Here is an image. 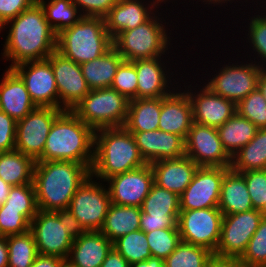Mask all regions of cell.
<instances>
[{"mask_svg": "<svg viewBox=\"0 0 266 267\" xmlns=\"http://www.w3.org/2000/svg\"><path fill=\"white\" fill-rule=\"evenodd\" d=\"M3 29L7 34L5 37L1 35L5 38L1 55L3 60L11 61L6 68L47 59L57 49V34L50 27L37 1L16 18L6 22Z\"/></svg>", "mask_w": 266, "mask_h": 267, "instance_id": "obj_1", "label": "cell"}, {"mask_svg": "<svg viewBox=\"0 0 266 267\" xmlns=\"http://www.w3.org/2000/svg\"><path fill=\"white\" fill-rule=\"evenodd\" d=\"M91 166L74 161H36L33 183L39 210L66 212L72 197L91 175Z\"/></svg>", "mask_w": 266, "mask_h": 267, "instance_id": "obj_2", "label": "cell"}, {"mask_svg": "<svg viewBox=\"0 0 266 267\" xmlns=\"http://www.w3.org/2000/svg\"><path fill=\"white\" fill-rule=\"evenodd\" d=\"M95 130L71 110H64L48 134L43 154L36 161H74L92 165Z\"/></svg>", "mask_w": 266, "mask_h": 267, "instance_id": "obj_3", "label": "cell"}, {"mask_svg": "<svg viewBox=\"0 0 266 267\" xmlns=\"http://www.w3.org/2000/svg\"><path fill=\"white\" fill-rule=\"evenodd\" d=\"M147 163L141 156L133 134L124 127L95 130L91 175L105 181L116 174L138 169Z\"/></svg>", "mask_w": 266, "mask_h": 267, "instance_id": "obj_4", "label": "cell"}, {"mask_svg": "<svg viewBox=\"0 0 266 267\" xmlns=\"http://www.w3.org/2000/svg\"><path fill=\"white\" fill-rule=\"evenodd\" d=\"M159 10L143 24L134 29L122 31L112 39L113 47L124 60L151 59L171 54L170 51L174 44L171 43V41L174 42L171 36L173 35L171 34L173 29L168 30V27L171 26L169 24L170 20L166 22L167 16L165 18H163L164 15L162 16L165 11L163 10L160 13Z\"/></svg>", "mask_w": 266, "mask_h": 267, "instance_id": "obj_5", "label": "cell"}, {"mask_svg": "<svg viewBox=\"0 0 266 267\" xmlns=\"http://www.w3.org/2000/svg\"><path fill=\"white\" fill-rule=\"evenodd\" d=\"M112 46L103 17L83 16L57 34L56 51L79 65L102 56Z\"/></svg>", "mask_w": 266, "mask_h": 267, "instance_id": "obj_6", "label": "cell"}, {"mask_svg": "<svg viewBox=\"0 0 266 267\" xmlns=\"http://www.w3.org/2000/svg\"><path fill=\"white\" fill-rule=\"evenodd\" d=\"M111 204L106 183L90 175L72 197L66 214L77 232L100 231Z\"/></svg>", "mask_w": 266, "mask_h": 267, "instance_id": "obj_7", "label": "cell"}, {"mask_svg": "<svg viewBox=\"0 0 266 267\" xmlns=\"http://www.w3.org/2000/svg\"><path fill=\"white\" fill-rule=\"evenodd\" d=\"M129 100L113 88L92 89L71 110L94 130L123 127Z\"/></svg>", "mask_w": 266, "mask_h": 267, "instance_id": "obj_8", "label": "cell"}, {"mask_svg": "<svg viewBox=\"0 0 266 267\" xmlns=\"http://www.w3.org/2000/svg\"><path fill=\"white\" fill-rule=\"evenodd\" d=\"M39 255L67 259L76 229L66 212L38 210L30 222Z\"/></svg>", "mask_w": 266, "mask_h": 267, "instance_id": "obj_9", "label": "cell"}, {"mask_svg": "<svg viewBox=\"0 0 266 267\" xmlns=\"http://www.w3.org/2000/svg\"><path fill=\"white\" fill-rule=\"evenodd\" d=\"M223 62L225 65L218 64L222 67L219 66L218 70L215 68L214 75L207 73L208 80L203 76L204 82L201 84L204 83L214 93L238 104L257 89L258 78L264 68L258 66L253 60L246 61V58L240 62Z\"/></svg>", "mask_w": 266, "mask_h": 267, "instance_id": "obj_10", "label": "cell"}, {"mask_svg": "<svg viewBox=\"0 0 266 267\" xmlns=\"http://www.w3.org/2000/svg\"><path fill=\"white\" fill-rule=\"evenodd\" d=\"M222 219L218 207L180 210L177 225L181 241L206 248L214 254L220 240Z\"/></svg>", "mask_w": 266, "mask_h": 267, "instance_id": "obj_11", "label": "cell"}, {"mask_svg": "<svg viewBox=\"0 0 266 267\" xmlns=\"http://www.w3.org/2000/svg\"><path fill=\"white\" fill-rule=\"evenodd\" d=\"M63 109L36 107L23 119L17 121L15 149L35 161L43 154L44 146L54 123Z\"/></svg>", "mask_w": 266, "mask_h": 267, "instance_id": "obj_12", "label": "cell"}, {"mask_svg": "<svg viewBox=\"0 0 266 267\" xmlns=\"http://www.w3.org/2000/svg\"><path fill=\"white\" fill-rule=\"evenodd\" d=\"M263 213L260 210L223 215L221 235L214 256L240 258L257 230Z\"/></svg>", "mask_w": 266, "mask_h": 267, "instance_id": "obj_13", "label": "cell"}, {"mask_svg": "<svg viewBox=\"0 0 266 267\" xmlns=\"http://www.w3.org/2000/svg\"><path fill=\"white\" fill-rule=\"evenodd\" d=\"M170 58V55H168L165 57L138 59L134 61V66L136 68L138 77L137 98L166 97L177 88L176 86H179L178 81L182 80L183 78L175 77L177 75L181 76L182 74H180V71L177 72L173 67H171L173 66V61L171 62ZM167 63L168 65L170 64V66H168Z\"/></svg>", "mask_w": 266, "mask_h": 267, "instance_id": "obj_14", "label": "cell"}, {"mask_svg": "<svg viewBox=\"0 0 266 267\" xmlns=\"http://www.w3.org/2000/svg\"><path fill=\"white\" fill-rule=\"evenodd\" d=\"M190 83V81L184 82L182 85L184 88L181 89L187 93L190 99L193 122L218 128L237 112L236 104L233 101L214 93L205 84L197 86L198 83H196V86H193ZM196 87H199L198 90Z\"/></svg>", "mask_w": 266, "mask_h": 267, "instance_id": "obj_15", "label": "cell"}, {"mask_svg": "<svg viewBox=\"0 0 266 267\" xmlns=\"http://www.w3.org/2000/svg\"><path fill=\"white\" fill-rule=\"evenodd\" d=\"M140 230L148 233L155 229L178 228L179 195L153 183L141 206Z\"/></svg>", "mask_w": 266, "mask_h": 267, "instance_id": "obj_16", "label": "cell"}, {"mask_svg": "<svg viewBox=\"0 0 266 267\" xmlns=\"http://www.w3.org/2000/svg\"><path fill=\"white\" fill-rule=\"evenodd\" d=\"M230 167L199 166L188 187L179 196L180 210L218 207L221 183Z\"/></svg>", "mask_w": 266, "mask_h": 267, "instance_id": "obj_17", "label": "cell"}, {"mask_svg": "<svg viewBox=\"0 0 266 267\" xmlns=\"http://www.w3.org/2000/svg\"><path fill=\"white\" fill-rule=\"evenodd\" d=\"M185 155L198 166L231 167L232 158L225 151L215 127L192 123L185 140Z\"/></svg>", "mask_w": 266, "mask_h": 267, "instance_id": "obj_18", "label": "cell"}, {"mask_svg": "<svg viewBox=\"0 0 266 267\" xmlns=\"http://www.w3.org/2000/svg\"><path fill=\"white\" fill-rule=\"evenodd\" d=\"M12 69L23 80L36 106L59 109L56 80L48 59L23 62Z\"/></svg>", "mask_w": 266, "mask_h": 267, "instance_id": "obj_19", "label": "cell"}, {"mask_svg": "<svg viewBox=\"0 0 266 267\" xmlns=\"http://www.w3.org/2000/svg\"><path fill=\"white\" fill-rule=\"evenodd\" d=\"M111 203L122 206H142L154 183L150 164L106 179Z\"/></svg>", "mask_w": 266, "mask_h": 267, "instance_id": "obj_20", "label": "cell"}, {"mask_svg": "<svg viewBox=\"0 0 266 267\" xmlns=\"http://www.w3.org/2000/svg\"><path fill=\"white\" fill-rule=\"evenodd\" d=\"M53 69L59 96V109L72 110L90 91L80 65L55 51L47 58Z\"/></svg>", "mask_w": 266, "mask_h": 267, "instance_id": "obj_21", "label": "cell"}, {"mask_svg": "<svg viewBox=\"0 0 266 267\" xmlns=\"http://www.w3.org/2000/svg\"><path fill=\"white\" fill-rule=\"evenodd\" d=\"M163 4L167 5L163 0H119L104 17L108 34L113 39L122 31L134 29L146 22Z\"/></svg>", "mask_w": 266, "mask_h": 267, "instance_id": "obj_22", "label": "cell"}, {"mask_svg": "<svg viewBox=\"0 0 266 267\" xmlns=\"http://www.w3.org/2000/svg\"><path fill=\"white\" fill-rule=\"evenodd\" d=\"M131 133L147 164L185 156V140L179 135L159 129Z\"/></svg>", "mask_w": 266, "mask_h": 267, "instance_id": "obj_23", "label": "cell"}, {"mask_svg": "<svg viewBox=\"0 0 266 267\" xmlns=\"http://www.w3.org/2000/svg\"><path fill=\"white\" fill-rule=\"evenodd\" d=\"M181 84L168 96L161 97L159 130L174 133L186 140L193 123L192 105ZM180 88V89H179Z\"/></svg>", "mask_w": 266, "mask_h": 267, "instance_id": "obj_24", "label": "cell"}, {"mask_svg": "<svg viewBox=\"0 0 266 267\" xmlns=\"http://www.w3.org/2000/svg\"><path fill=\"white\" fill-rule=\"evenodd\" d=\"M112 248L113 242L100 231H80L74 237L66 262L72 267H101Z\"/></svg>", "mask_w": 266, "mask_h": 267, "instance_id": "obj_25", "label": "cell"}, {"mask_svg": "<svg viewBox=\"0 0 266 267\" xmlns=\"http://www.w3.org/2000/svg\"><path fill=\"white\" fill-rule=\"evenodd\" d=\"M36 107L21 77L12 68H6L0 80V111L18 121Z\"/></svg>", "mask_w": 266, "mask_h": 267, "instance_id": "obj_26", "label": "cell"}, {"mask_svg": "<svg viewBox=\"0 0 266 267\" xmlns=\"http://www.w3.org/2000/svg\"><path fill=\"white\" fill-rule=\"evenodd\" d=\"M154 183L179 196L191 183L198 165L188 156L150 163Z\"/></svg>", "mask_w": 266, "mask_h": 267, "instance_id": "obj_27", "label": "cell"}, {"mask_svg": "<svg viewBox=\"0 0 266 267\" xmlns=\"http://www.w3.org/2000/svg\"><path fill=\"white\" fill-rule=\"evenodd\" d=\"M218 208L223 215L242 213L253 209L244 177L231 168L224 174Z\"/></svg>", "mask_w": 266, "mask_h": 267, "instance_id": "obj_28", "label": "cell"}, {"mask_svg": "<svg viewBox=\"0 0 266 267\" xmlns=\"http://www.w3.org/2000/svg\"><path fill=\"white\" fill-rule=\"evenodd\" d=\"M123 60L112 46L102 56L82 63L80 68L88 88L92 90L111 87L117 68Z\"/></svg>", "mask_w": 266, "mask_h": 267, "instance_id": "obj_29", "label": "cell"}, {"mask_svg": "<svg viewBox=\"0 0 266 267\" xmlns=\"http://www.w3.org/2000/svg\"><path fill=\"white\" fill-rule=\"evenodd\" d=\"M161 97L129 100L124 128L129 132L155 131L159 127Z\"/></svg>", "mask_w": 266, "mask_h": 267, "instance_id": "obj_30", "label": "cell"}, {"mask_svg": "<svg viewBox=\"0 0 266 267\" xmlns=\"http://www.w3.org/2000/svg\"><path fill=\"white\" fill-rule=\"evenodd\" d=\"M142 209L136 206L111 204L100 232L114 242L120 237L140 229Z\"/></svg>", "mask_w": 266, "mask_h": 267, "instance_id": "obj_31", "label": "cell"}, {"mask_svg": "<svg viewBox=\"0 0 266 267\" xmlns=\"http://www.w3.org/2000/svg\"><path fill=\"white\" fill-rule=\"evenodd\" d=\"M216 129L225 151L232 158L255 137L258 127L236 112Z\"/></svg>", "mask_w": 266, "mask_h": 267, "instance_id": "obj_32", "label": "cell"}, {"mask_svg": "<svg viewBox=\"0 0 266 267\" xmlns=\"http://www.w3.org/2000/svg\"><path fill=\"white\" fill-rule=\"evenodd\" d=\"M36 161L14 149L0 153V177L11 186L33 183Z\"/></svg>", "mask_w": 266, "mask_h": 267, "instance_id": "obj_33", "label": "cell"}, {"mask_svg": "<svg viewBox=\"0 0 266 267\" xmlns=\"http://www.w3.org/2000/svg\"><path fill=\"white\" fill-rule=\"evenodd\" d=\"M230 168L238 173L266 169V128H258L255 137L232 157Z\"/></svg>", "mask_w": 266, "mask_h": 267, "instance_id": "obj_34", "label": "cell"}, {"mask_svg": "<svg viewBox=\"0 0 266 267\" xmlns=\"http://www.w3.org/2000/svg\"><path fill=\"white\" fill-rule=\"evenodd\" d=\"M256 9L257 11L256 13L254 12V15L252 12L250 14L251 16L248 15L249 19H245V22H242V24L243 23L248 24L245 25L244 27L247 29L246 30L247 32L245 33L246 37L244 38L246 40V43H248L247 44L248 51L246 52L248 54H246L244 57L249 58V60L251 61L253 59L258 66L266 69V16L262 12H259L258 7L257 8L254 7V11ZM247 20L249 23L246 22ZM249 48L251 51L249 50ZM252 53L254 55H251Z\"/></svg>", "mask_w": 266, "mask_h": 267, "instance_id": "obj_35", "label": "cell"}, {"mask_svg": "<svg viewBox=\"0 0 266 267\" xmlns=\"http://www.w3.org/2000/svg\"><path fill=\"white\" fill-rule=\"evenodd\" d=\"M56 34L77 23L83 16L72 0H37Z\"/></svg>", "mask_w": 266, "mask_h": 267, "instance_id": "obj_36", "label": "cell"}, {"mask_svg": "<svg viewBox=\"0 0 266 267\" xmlns=\"http://www.w3.org/2000/svg\"><path fill=\"white\" fill-rule=\"evenodd\" d=\"M8 245V267H31L39 255L33 234L28 231L24 234L6 236Z\"/></svg>", "mask_w": 266, "mask_h": 267, "instance_id": "obj_37", "label": "cell"}, {"mask_svg": "<svg viewBox=\"0 0 266 267\" xmlns=\"http://www.w3.org/2000/svg\"><path fill=\"white\" fill-rule=\"evenodd\" d=\"M213 256L206 248L181 241L164 262L166 267H207Z\"/></svg>", "mask_w": 266, "mask_h": 267, "instance_id": "obj_38", "label": "cell"}, {"mask_svg": "<svg viewBox=\"0 0 266 267\" xmlns=\"http://www.w3.org/2000/svg\"><path fill=\"white\" fill-rule=\"evenodd\" d=\"M113 248L130 264L145 261L152 257L146 233L140 229L115 240Z\"/></svg>", "mask_w": 266, "mask_h": 267, "instance_id": "obj_39", "label": "cell"}, {"mask_svg": "<svg viewBox=\"0 0 266 267\" xmlns=\"http://www.w3.org/2000/svg\"><path fill=\"white\" fill-rule=\"evenodd\" d=\"M1 206H6V209L21 210V214L31 222L39 210L34 183L12 186L8 198Z\"/></svg>", "mask_w": 266, "mask_h": 267, "instance_id": "obj_40", "label": "cell"}, {"mask_svg": "<svg viewBox=\"0 0 266 267\" xmlns=\"http://www.w3.org/2000/svg\"><path fill=\"white\" fill-rule=\"evenodd\" d=\"M152 257L163 261L177 248L181 242L178 228L155 229L146 233Z\"/></svg>", "mask_w": 266, "mask_h": 267, "instance_id": "obj_41", "label": "cell"}, {"mask_svg": "<svg viewBox=\"0 0 266 267\" xmlns=\"http://www.w3.org/2000/svg\"><path fill=\"white\" fill-rule=\"evenodd\" d=\"M239 259L246 267H266V217L261 219Z\"/></svg>", "mask_w": 266, "mask_h": 267, "instance_id": "obj_42", "label": "cell"}, {"mask_svg": "<svg viewBox=\"0 0 266 267\" xmlns=\"http://www.w3.org/2000/svg\"><path fill=\"white\" fill-rule=\"evenodd\" d=\"M236 111L258 128H266V101L258 88L236 104Z\"/></svg>", "mask_w": 266, "mask_h": 267, "instance_id": "obj_43", "label": "cell"}, {"mask_svg": "<svg viewBox=\"0 0 266 267\" xmlns=\"http://www.w3.org/2000/svg\"><path fill=\"white\" fill-rule=\"evenodd\" d=\"M137 81L134 61L123 60L117 68L111 88L128 100L137 99Z\"/></svg>", "mask_w": 266, "mask_h": 267, "instance_id": "obj_44", "label": "cell"}, {"mask_svg": "<svg viewBox=\"0 0 266 267\" xmlns=\"http://www.w3.org/2000/svg\"><path fill=\"white\" fill-rule=\"evenodd\" d=\"M246 182L253 209L262 211L266 206V169L240 172Z\"/></svg>", "mask_w": 266, "mask_h": 267, "instance_id": "obj_45", "label": "cell"}, {"mask_svg": "<svg viewBox=\"0 0 266 267\" xmlns=\"http://www.w3.org/2000/svg\"><path fill=\"white\" fill-rule=\"evenodd\" d=\"M28 231H30V222L21 214V210L0 206V234L2 236L24 234Z\"/></svg>", "mask_w": 266, "mask_h": 267, "instance_id": "obj_46", "label": "cell"}, {"mask_svg": "<svg viewBox=\"0 0 266 267\" xmlns=\"http://www.w3.org/2000/svg\"><path fill=\"white\" fill-rule=\"evenodd\" d=\"M119 0H72L82 16L105 17Z\"/></svg>", "mask_w": 266, "mask_h": 267, "instance_id": "obj_47", "label": "cell"}, {"mask_svg": "<svg viewBox=\"0 0 266 267\" xmlns=\"http://www.w3.org/2000/svg\"><path fill=\"white\" fill-rule=\"evenodd\" d=\"M17 121L0 111V153L15 149Z\"/></svg>", "mask_w": 266, "mask_h": 267, "instance_id": "obj_48", "label": "cell"}, {"mask_svg": "<svg viewBox=\"0 0 266 267\" xmlns=\"http://www.w3.org/2000/svg\"><path fill=\"white\" fill-rule=\"evenodd\" d=\"M36 1L37 0H0V21L5 24L9 20L16 18Z\"/></svg>", "mask_w": 266, "mask_h": 267, "instance_id": "obj_49", "label": "cell"}, {"mask_svg": "<svg viewBox=\"0 0 266 267\" xmlns=\"http://www.w3.org/2000/svg\"><path fill=\"white\" fill-rule=\"evenodd\" d=\"M101 267H130V263L119 252L112 248Z\"/></svg>", "mask_w": 266, "mask_h": 267, "instance_id": "obj_50", "label": "cell"}, {"mask_svg": "<svg viewBox=\"0 0 266 267\" xmlns=\"http://www.w3.org/2000/svg\"><path fill=\"white\" fill-rule=\"evenodd\" d=\"M66 260L56 256L38 255L31 267H62Z\"/></svg>", "mask_w": 266, "mask_h": 267, "instance_id": "obj_51", "label": "cell"}, {"mask_svg": "<svg viewBox=\"0 0 266 267\" xmlns=\"http://www.w3.org/2000/svg\"><path fill=\"white\" fill-rule=\"evenodd\" d=\"M207 267H245V265L239 258H222L213 256L209 260Z\"/></svg>", "mask_w": 266, "mask_h": 267, "instance_id": "obj_52", "label": "cell"}, {"mask_svg": "<svg viewBox=\"0 0 266 267\" xmlns=\"http://www.w3.org/2000/svg\"><path fill=\"white\" fill-rule=\"evenodd\" d=\"M185 1H187V0H185ZM192 0H189V3L191 2ZM198 1V0H197ZM241 1V2H240ZM254 0H252V1H248V0H244V2H245V4H246V2L248 3V5L251 3V2H253ZM198 2H201V4H202V2H203V4L205 5V7L207 8V7H210V10H211V8H213V7H215L216 6V8L218 9V8H221V6L222 7H224V6H226V7H228V3H230V5H232V3L233 2H235V4H236V2L238 3H242L243 2V0H199ZM193 4H194V0H193ZM225 4V5H224ZM210 5V6H209ZM224 5V6H223ZM211 6H213V7H211ZM218 6V7H217Z\"/></svg>", "mask_w": 266, "mask_h": 267, "instance_id": "obj_53", "label": "cell"}, {"mask_svg": "<svg viewBox=\"0 0 266 267\" xmlns=\"http://www.w3.org/2000/svg\"><path fill=\"white\" fill-rule=\"evenodd\" d=\"M130 267H166L162 259L150 257L148 260L130 264Z\"/></svg>", "mask_w": 266, "mask_h": 267, "instance_id": "obj_54", "label": "cell"}, {"mask_svg": "<svg viewBox=\"0 0 266 267\" xmlns=\"http://www.w3.org/2000/svg\"><path fill=\"white\" fill-rule=\"evenodd\" d=\"M0 267H8V245L6 236L0 237Z\"/></svg>", "mask_w": 266, "mask_h": 267, "instance_id": "obj_55", "label": "cell"}, {"mask_svg": "<svg viewBox=\"0 0 266 267\" xmlns=\"http://www.w3.org/2000/svg\"><path fill=\"white\" fill-rule=\"evenodd\" d=\"M12 186L7 184L1 177H0V206L5 202L8 198L10 188Z\"/></svg>", "mask_w": 266, "mask_h": 267, "instance_id": "obj_56", "label": "cell"}, {"mask_svg": "<svg viewBox=\"0 0 266 267\" xmlns=\"http://www.w3.org/2000/svg\"><path fill=\"white\" fill-rule=\"evenodd\" d=\"M257 88L260 90L262 93L265 101H266V69L262 71L258 78V86Z\"/></svg>", "mask_w": 266, "mask_h": 267, "instance_id": "obj_57", "label": "cell"}, {"mask_svg": "<svg viewBox=\"0 0 266 267\" xmlns=\"http://www.w3.org/2000/svg\"><path fill=\"white\" fill-rule=\"evenodd\" d=\"M256 1H257V2H256V3H257V4H256V5H257L256 7H258V6L261 7L262 9L258 8L259 11L262 12V13L266 16V0H262V1H261V0H256ZM258 1H259L260 3H259ZM261 3H262V5H261ZM264 3H265V4H264Z\"/></svg>", "mask_w": 266, "mask_h": 267, "instance_id": "obj_58", "label": "cell"}, {"mask_svg": "<svg viewBox=\"0 0 266 267\" xmlns=\"http://www.w3.org/2000/svg\"><path fill=\"white\" fill-rule=\"evenodd\" d=\"M165 3H168V4H170L169 2H171L172 4H173V2L174 3H176L177 4V0H163ZM176 1V2H175Z\"/></svg>", "mask_w": 266, "mask_h": 267, "instance_id": "obj_59", "label": "cell"}, {"mask_svg": "<svg viewBox=\"0 0 266 267\" xmlns=\"http://www.w3.org/2000/svg\"><path fill=\"white\" fill-rule=\"evenodd\" d=\"M3 27H4V24L0 21V34H1V32H3Z\"/></svg>", "mask_w": 266, "mask_h": 267, "instance_id": "obj_60", "label": "cell"}, {"mask_svg": "<svg viewBox=\"0 0 266 267\" xmlns=\"http://www.w3.org/2000/svg\"><path fill=\"white\" fill-rule=\"evenodd\" d=\"M261 212L263 213V216L266 217V206Z\"/></svg>", "mask_w": 266, "mask_h": 267, "instance_id": "obj_61", "label": "cell"}, {"mask_svg": "<svg viewBox=\"0 0 266 267\" xmlns=\"http://www.w3.org/2000/svg\"><path fill=\"white\" fill-rule=\"evenodd\" d=\"M62 267H72L67 262Z\"/></svg>", "mask_w": 266, "mask_h": 267, "instance_id": "obj_62", "label": "cell"}]
</instances>
